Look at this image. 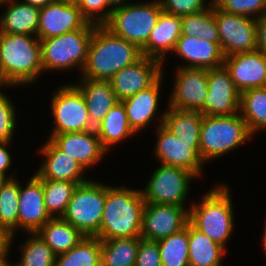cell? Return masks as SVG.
Returning <instances> with one entry per match:
<instances>
[{
    "instance_id": "22",
    "label": "cell",
    "mask_w": 266,
    "mask_h": 266,
    "mask_svg": "<svg viewBox=\"0 0 266 266\" xmlns=\"http://www.w3.org/2000/svg\"><path fill=\"white\" fill-rule=\"evenodd\" d=\"M47 141L39 149L45 160L35 172L41 179L75 183L88 181L83 175L86 171L77 160L60 151L49 139Z\"/></svg>"
},
{
    "instance_id": "28",
    "label": "cell",
    "mask_w": 266,
    "mask_h": 266,
    "mask_svg": "<svg viewBox=\"0 0 266 266\" xmlns=\"http://www.w3.org/2000/svg\"><path fill=\"white\" fill-rule=\"evenodd\" d=\"M95 130L107 152L112 145L136 134L129 125L126 109L121 101L109 110Z\"/></svg>"
},
{
    "instance_id": "41",
    "label": "cell",
    "mask_w": 266,
    "mask_h": 266,
    "mask_svg": "<svg viewBox=\"0 0 266 266\" xmlns=\"http://www.w3.org/2000/svg\"><path fill=\"white\" fill-rule=\"evenodd\" d=\"M15 128V107L10 98L0 90V142H11Z\"/></svg>"
},
{
    "instance_id": "42",
    "label": "cell",
    "mask_w": 266,
    "mask_h": 266,
    "mask_svg": "<svg viewBox=\"0 0 266 266\" xmlns=\"http://www.w3.org/2000/svg\"><path fill=\"white\" fill-rule=\"evenodd\" d=\"M164 12L176 16H186L207 9L204 0H159Z\"/></svg>"
},
{
    "instance_id": "55",
    "label": "cell",
    "mask_w": 266,
    "mask_h": 266,
    "mask_svg": "<svg viewBox=\"0 0 266 266\" xmlns=\"http://www.w3.org/2000/svg\"><path fill=\"white\" fill-rule=\"evenodd\" d=\"M7 0H0V5L4 4Z\"/></svg>"
},
{
    "instance_id": "16",
    "label": "cell",
    "mask_w": 266,
    "mask_h": 266,
    "mask_svg": "<svg viewBox=\"0 0 266 266\" xmlns=\"http://www.w3.org/2000/svg\"><path fill=\"white\" fill-rule=\"evenodd\" d=\"M162 67L161 61L143 56L119 70L109 79L118 100L122 101L152 86L164 74Z\"/></svg>"
},
{
    "instance_id": "46",
    "label": "cell",
    "mask_w": 266,
    "mask_h": 266,
    "mask_svg": "<svg viewBox=\"0 0 266 266\" xmlns=\"http://www.w3.org/2000/svg\"><path fill=\"white\" fill-rule=\"evenodd\" d=\"M9 236L2 228H0V252H10V247L13 241H10Z\"/></svg>"
},
{
    "instance_id": "37",
    "label": "cell",
    "mask_w": 266,
    "mask_h": 266,
    "mask_svg": "<svg viewBox=\"0 0 266 266\" xmlns=\"http://www.w3.org/2000/svg\"><path fill=\"white\" fill-rule=\"evenodd\" d=\"M42 184L46 209L52 218H57L64 215L75 189L81 183L42 179Z\"/></svg>"
},
{
    "instance_id": "51",
    "label": "cell",
    "mask_w": 266,
    "mask_h": 266,
    "mask_svg": "<svg viewBox=\"0 0 266 266\" xmlns=\"http://www.w3.org/2000/svg\"><path fill=\"white\" fill-rule=\"evenodd\" d=\"M56 1L67 5H75V6H78L80 2V0H56Z\"/></svg>"
},
{
    "instance_id": "5",
    "label": "cell",
    "mask_w": 266,
    "mask_h": 266,
    "mask_svg": "<svg viewBox=\"0 0 266 266\" xmlns=\"http://www.w3.org/2000/svg\"><path fill=\"white\" fill-rule=\"evenodd\" d=\"M240 113L228 116L202 114L200 156L205 162L234 151L252 137Z\"/></svg>"
},
{
    "instance_id": "43",
    "label": "cell",
    "mask_w": 266,
    "mask_h": 266,
    "mask_svg": "<svg viewBox=\"0 0 266 266\" xmlns=\"http://www.w3.org/2000/svg\"><path fill=\"white\" fill-rule=\"evenodd\" d=\"M135 266H162L157 241L141 239Z\"/></svg>"
},
{
    "instance_id": "49",
    "label": "cell",
    "mask_w": 266,
    "mask_h": 266,
    "mask_svg": "<svg viewBox=\"0 0 266 266\" xmlns=\"http://www.w3.org/2000/svg\"><path fill=\"white\" fill-rule=\"evenodd\" d=\"M9 252H0V266H9L11 263L8 261Z\"/></svg>"
},
{
    "instance_id": "29",
    "label": "cell",
    "mask_w": 266,
    "mask_h": 266,
    "mask_svg": "<svg viewBox=\"0 0 266 266\" xmlns=\"http://www.w3.org/2000/svg\"><path fill=\"white\" fill-rule=\"evenodd\" d=\"M159 123L185 142H200L202 113L198 111H181L168 106L160 116Z\"/></svg>"
},
{
    "instance_id": "3",
    "label": "cell",
    "mask_w": 266,
    "mask_h": 266,
    "mask_svg": "<svg viewBox=\"0 0 266 266\" xmlns=\"http://www.w3.org/2000/svg\"><path fill=\"white\" fill-rule=\"evenodd\" d=\"M0 65L5 80L12 87L32 84L44 72L40 39L0 32Z\"/></svg>"
},
{
    "instance_id": "30",
    "label": "cell",
    "mask_w": 266,
    "mask_h": 266,
    "mask_svg": "<svg viewBox=\"0 0 266 266\" xmlns=\"http://www.w3.org/2000/svg\"><path fill=\"white\" fill-rule=\"evenodd\" d=\"M37 233L56 255L68 252L85 236L62 217L51 218Z\"/></svg>"
},
{
    "instance_id": "7",
    "label": "cell",
    "mask_w": 266,
    "mask_h": 266,
    "mask_svg": "<svg viewBox=\"0 0 266 266\" xmlns=\"http://www.w3.org/2000/svg\"><path fill=\"white\" fill-rule=\"evenodd\" d=\"M159 0L130 3L113 9L110 20L104 25L115 36L124 38L142 49L157 25L162 12Z\"/></svg>"
},
{
    "instance_id": "31",
    "label": "cell",
    "mask_w": 266,
    "mask_h": 266,
    "mask_svg": "<svg viewBox=\"0 0 266 266\" xmlns=\"http://www.w3.org/2000/svg\"><path fill=\"white\" fill-rule=\"evenodd\" d=\"M239 113L252 135L266 130V88H252L242 92Z\"/></svg>"
},
{
    "instance_id": "23",
    "label": "cell",
    "mask_w": 266,
    "mask_h": 266,
    "mask_svg": "<svg viewBox=\"0 0 266 266\" xmlns=\"http://www.w3.org/2000/svg\"><path fill=\"white\" fill-rule=\"evenodd\" d=\"M163 76L164 74L149 88L121 101L126 109L129 125L135 133L147 128L156 117Z\"/></svg>"
},
{
    "instance_id": "39",
    "label": "cell",
    "mask_w": 266,
    "mask_h": 266,
    "mask_svg": "<svg viewBox=\"0 0 266 266\" xmlns=\"http://www.w3.org/2000/svg\"><path fill=\"white\" fill-rule=\"evenodd\" d=\"M218 8L228 13L258 19L266 13V0H223Z\"/></svg>"
},
{
    "instance_id": "19",
    "label": "cell",
    "mask_w": 266,
    "mask_h": 266,
    "mask_svg": "<svg viewBox=\"0 0 266 266\" xmlns=\"http://www.w3.org/2000/svg\"><path fill=\"white\" fill-rule=\"evenodd\" d=\"M51 218L44 203L42 179L35 173L25 187L19 181L18 228L36 233Z\"/></svg>"
},
{
    "instance_id": "6",
    "label": "cell",
    "mask_w": 266,
    "mask_h": 266,
    "mask_svg": "<svg viewBox=\"0 0 266 266\" xmlns=\"http://www.w3.org/2000/svg\"><path fill=\"white\" fill-rule=\"evenodd\" d=\"M96 26L89 23L83 29L40 40L43 71L78 68L82 72Z\"/></svg>"
},
{
    "instance_id": "10",
    "label": "cell",
    "mask_w": 266,
    "mask_h": 266,
    "mask_svg": "<svg viewBox=\"0 0 266 266\" xmlns=\"http://www.w3.org/2000/svg\"><path fill=\"white\" fill-rule=\"evenodd\" d=\"M54 128L51 134L93 130L85 99L75 84L60 86L51 99Z\"/></svg>"
},
{
    "instance_id": "20",
    "label": "cell",
    "mask_w": 266,
    "mask_h": 266,
    "mask_svg": "<svg viewBox=\"0 0 266 266\" xmlns=\"http://www.w3.org/2000/svg\"><path fill=\"white\" fill-rule=\"evenodd\" d=\"M89 22L83 17L78 6L55 1L39 11L37 37L40 40L57 37L67 32L85 28Z\"/></svg>"
},
{
    "instance_id": "34",
    "label": "cell",
    "mask_w": 266,
    "mask_h": 266,
    "mask_svg": "<svg viewBox=\"0 0 266 266\" xmlns=\"http://www.w3.org/2000/svg\"><path fill=\"white\" fill-rule=\"evenodd\" d=\"M19 182L17 177L5 179L0 187V228L13 240L18 229Z\"/></svg>"
},
{
    "instance_id": "25",
    "label": "cell",
    "mask_w": 266,
    "mask_h": 266,
    "mask_svg": "<svg viewBox=\"0 0 266 266\" xmlns=\"http://www.w3.org/2000/svg\"><path fill=\"white\" fill-rule=\"evenodd\" d=\"M75 84L81 91L88 110L91 124L96 127L109 110L120 102L109 80L81 78Z\"/></svg>"
},
{
    "instance_id": "8",
    "label": "cell",
    "mask_w": 266,
    "mask_h": 266,
    "mask_svg": "<svg viewBox=\"0 0 266 266\" xmlns=\"http://www.w3.org/2000/svg\"><path fill=\"white\" fill-rule=\"evenodd\" d=\"M106 185L101 182L86 181L75 189L62 218L85 236H95L100 229Z\"/></svg>"
},
{
    "instance_id": "35",
    "label": "cell",
    "mask_w": 266,
    "mask_h": 266,
    "mask_svg": "<svg viewBox=\"0 0 266 266\" xmlns=\"http://www.w3.org/2000/svg\"><path fill=\"white\" fill-rule=\"evenodd\" d=\"M162 266H189L188 223L181 231L157 241Z\"/></svg>"
},
{
    "instance_id": "45",
    "label": "cell",
    "mask_w": 266,
    "mask_h": 266,
    "mask_svg": "<svg viewBox=\"0 0 266 266\" xmlns=\"http://www.w3.org/2000/svg\"><path fill=\"white\" fill-rule=\"evenodd\" d=\"M257 50L266 54V13L257 19Z\"/></svg>"
},
{
    "instance_id": "2",
    "label": "cell",
    "mask_w": 266,
    "mask_h": 266,
    "mask_svg": "<svg viewBox=\"0 0 266 266\" xmlns=\"http://www.w3.org/2000/svg\"><path fill=\"white\" fill-rule=\"evenodd\" d=\"M145 200L141 190L106 185L100 240L140 237Z\"/></svg>"
},
{
    "instance_id": "15",
    "label": "cell",
    "mask_w": 266,
    "mask_h": 266,
    "mask_svg": "<svg viewBox=\"0 0 266 266\" xmlns=\"http://www.w3.org/2000/svg\"><path fill=\"white\" fill-rule=\"evenodd\" d=\"M174 74V89L168 106L181 111L201 112L208 92L207 70L178 67Z\"/></svg>"
},
{
    "instance_id": "17",
    "label": "cell",
    "mask_w": 266,
    "mask_h": 266,
    "mask_svg": "<svg viewBox=\"0 0 266 266\" xmlns=\"http://www.w3.org/2000/svg\"><path fill=\"white\" fill-rule=\"evenodd\" d=\"M49 140L60 151L77 160L85 171L96 165L107 154L95 129L84 132L50 134Z\"/></svg>"
},
{
    "instance_id": "21",
    "label": "cell",
    "mask_w": 266,
    "mask_h": 266,
    "mask_svg": "<svg viewBox=\"0 0 266 266\" xmlns=\"http://www.w3.org/2000/svg\"><path fill=\"white\" fill-rule=\"evenodd\" d=\"M173 52L188 63L179 67L208 70L224 65L220 42H209L196 36L181 35Z\"/></svg>"
},
{
    "instance_id": "47",
    "label": "cell",
    "mask_w": 266,
    "mask_h": 266,
    "mask_svg": "<svg viewBox=\"0 0 266 266\" xmlns=\"http://www.w3.org/2000/svg\"><path fill=\"white\" fill-rule=\"evenodd\" d=\"M56 0H23L21 2L30 4L32 6L42 8L45 7L46 5H49L51 3H54Z\"/></svg>"
},
{
    "instance_id": "52",
    "label": "cell",
    "mask_w": 266,
    "mask_h": 266,
    "mask_svg": "<svg viewBox=\"0 0 266 266\" xmlns=\"http://www.w3.org/2000/svg\"><path fill=\"white\" fill-rule=\"evenodd\" d=\"M204 1H206V3H207V0H204ZM208 1H210V0H208ZM223 0H211L209 3V7H218L219 6V4L222 2Z\"/></svg>"
},
{
    "instance_id": "24",
    "label": "cell",
    "mask_w": 266,
    "mask_h": 266,
    "mask_svg": "<svg viewBox=\"0 0 266 266\" xmlns=\"http://www.w3.org/2000/svg\"><path fill=\"white\" fill-rule=\"evenodd\" d=\"M181 35V17L162 11L148 42L141 49L143 56L152 57L164 63L167 53H173Z\"/></svg>"
},
{
    "instance_id": "54",
    "label": "cell",
    "mask_w": 266,
    "mask_h": 266,
    "mask_svg": "<svg viewBox=\"0 0 266 266\" xmlns=\"http://www.w3.org/2000/svg\"><path fill=\"white\" fill-rule=\"evenodd\" d=\"M5 179H6L5 177L0 175V187H1L2 183L5 181Z\"/></svg>"
},
{
    "instance_id": "50",
    "label": "cell",
    "mask_w": 266,
    "mask_h": 266,
    "mask_svg": "<svg viewBox=\"0 0 266 266\" xmlns=\"http://www.w3.org/2000/svg\"><path fill=\"white\" fill-rule=\"evenodd\" d=\"M2 85H4L5 87L6 86H8V87L10 86L11 87V85L5 80L2 68H1V65H0V88H1Z\"/></svg>"
},
{
    "instance_id": "14",
    "label": "cell",
    "mask_w": 266,
    "mask_h": 266,
    "mask_svg": "<svg viewBox=\"0 0 266 266\" xmlns=\"http://www.w3.org/2000/svg\"><path fill=\"white\" fill-rule=\"evenodd\" d=\"M208 92L201 113L205 116H228L239 113L240 95L225 66L207 70Z\"/></svg>"
},
{
    "instance_id": "33",
    "label": "cell",
    "mask_w": 266,
    "mask_h": 266,
    "mask_svg": "<svg viewBox=\"0 0 266 266\" xmlns=\"http://www.w3.org/2000/svg\"><path fill=\"white\" fill-rule=\"evenodd\" d=\"M55 266H101V240L84 236L68 252L56 255Z\"/></svg>"
},
{
    "instance_id": "12",
    "label": "cell",
    "mask_w": 266,
    "mask_h": 266,
    "mask_svg": "<svg viewBox=\"0 0 266 266\" xmlns=\"http://www.w3.org/2000/svg\"><path fill=\"white\" fill-rule=\"evenodd\" d=\"M156 158L160 164L175 166L192 172L196 177L202 175L205 164L200 156V142H185L168 131L162 123L156 127Z\"/></svg>"
},
{
    "instance_id": "1",
    "label": "cell",
    "mask_w": 266,
    "mask_h": 266,
    "mask_svg": "<svg viewBox=\"0 0 266 266\" xmlns=\"http://www.w3.org/2000/svg\"><path fill=\"white\" fill-rule=\"evenodd\" d=\"M143 57L142 50L124 38L115 36L109 29L96 26L89 45L87 62L81 78L109 80L119 70Z\"/></svg>"
},
{
    "instance_id": "11",
    "label": "cell",
    "mask_w": 266,
    "mask_h": 266,
    "mask_svg": "<svg viewBox=\"0 0 266 266\" xmlns=\"http://www.w3.org/2000/svg\"><path fill=\"white\" fill-rule=\"evenodd\" d=\"M214 17L224 57L257 50V19L214 7Z\"/></svg>"
},
{
    "instance_id": "36",
    "label": "cell",
    "mask_w": 266,
    "mask_h": 266,
    "mask_svg": "<svg viewBox=\"0 0 266 266\" xmlns=\"http://www.w3.org/2000/svg\"><path fill=\"white\" fill-rule=\"evenodd\" d=\"M182 35L199 37L209 42H220L214 17V7L181 17Z\"/></svg>"
},
{
    "instance_id": "27",
    "label": "cell",
    "mask_w": 266,
    "mask_h": 266,
    "mask_svg": "<svg viewBox=\"0 0 266 266\" xmlns=\"http://www.w3.org/2000/svg\"><path fill=\"white\" fill-rule=\"evenodd\" d=\"M189 266H222L226 249L188 222Z\"/></svg>"
},
{
    "instance_id": "9",
    "label": "cell",
    "mask_w": 266,
    "mask_h": 266,
    "mask_svg": "<svg viewBox=\"0 0 266 266\" xmlns=\"http://www.w3.org/2000/svg\"><path fill=\"white\" fill-rule=\"evenodd\" d=\"M152 173L147 185L141 190L145 203L184 206L191 180L197 177L183 168L163 164Z\"/></svg>"
},
{
    "instance_id": "53",
    "label": "cell",
    "mask_w": 266,
    "mask_h": 266,
    "mask_svg": "<svg viewBox=\"0 0 266 266\" xmlns=\"http://www.w3.org/2000/svg\"><path fill=\"white\" fill-rule=\"evenodd\" d=\"M262 243H263V249L265 250L266 253V221H265V227H264V233H263V237H262Z\"/></svg>"
},
{
    "instance_id": "4",
    "label": "cell",
    "mask_w": 266,
    "mask_h": 266,
    "mask_svg": "<svg viewBox=\"0 0 266 266\" xmlns=\"http://www.w3.org/2000/svg\"><path fill=\"white\" fill-rule=\"evenodd\" d=\"M225 184H217L189 208V222L212 241L226 249L234 229L231 192Z\"/></svg>"
},
{
    "instance_id": "44",
    "label": "cell",
    "mask_w": 266,
    "mask_h": 266,
    "mask_svg": "<svg viewBox=\"0 0 266 266\" xmlns=\"http://www.w3.org/2000/svg\"><path fill=\"white\" fill-rule=\"evenodd\" d=\"M11 142H0V175L5 177L6 179L14 178L15 175H6V171L8 172L9 167L12 164V156L10 152L7 150V146H9Z\"/></svg>"
},
{
    "instance_id": "13",
    "label": "cell",
    "mask_w": 266,
    "mask_h": 266,
    "mask_svg": "<svg viewBox=\"0 0 266 266\" xmlns=\"http://www.w3.org/2000/svg\"><path fill=\"white\" fill-rule=\"evenodd\" d=\"M189 222L185 206L145 203L140 237L158 241L181 231Z\"/></svg>"
},
{
    "instance_id": "18",
    "label": "cell",
    "mask_w": 266,
    "mask_h": 266,
    "mask_svg": "<svg viewBox=\"0 0 266 266\" xmlns=\"http://www.w3.org/2000/svg\"><path fill=\"white\" fill-rule=\"evenodd\" d=\"M224 66L240 93L266 85V54L260 50L226 56Z\"/></svg>"
},
{
    "instance_id": "40",
    "label": "cell",
    "mask_w": 266,
    "mask_h": 266,
    "mask_svg": "<svg viewBox=\"0 0 266 266\" xmlns=\"http://www.w3.org/2000/svg\"><path fill=\"white\" fill-rule=\"evenodd\" d=\"M78 8L89 23L97 26L105 25L113 11L107 0H80Z\"/></svg>"
},
{
    "instance_id": "26",
    "label": "cell",
    "mask_w": 266,
    "mask_h": 266,
    "mask_svg": "<svg viewBox=\"0 0 266 266\" xmlns=\"http://www.w3.org/2000/svg\"><path fill=\"white\" fill-rule=\"evenodd\" d=\"M0 17V32L37 36L40 8L19 0H7Z\"/></svg>"
},
{
    "instance_id": "48",
    "label": "cell",
    "mask_w": 266,
    "mask_h": 266,
    "mask_svg": "<svg viewBox=\"0 0 266 266\" xmlns=\"http://www.w3.org/2000/svg\"><path fill=\"white\" fill-rule=\"evenodd\" d=\"M126 1L128 0H107V2L109 3V6L112 8V9H116V8H119V7H122L128 3H126Z\"/></svg>"
},
{
    "instance_id": "32",
    "label": "cell",
    "mask_w": 266,
    "mask_h": 266,
    "mask_svg": "<svg viewBox=\"0 0 266 266\" xmlns=\"http://www.w3.org/2000/svg\"><path fill=\"white\" fill-rule=\"evenodd\" d=\"M141 237L101 240V266H135Z\"/></svg>"
},
{
    "instance_id": "38",
    "label": "cell",
    "mask_w": 266,
    "mask_h": 266,
    "mask_svg": "<svg viewBox=\"0 0 266 266\" xmlns=\"http://www.w3.org/2000/svg\"><path fill=\"white\" fill-rule=\"evenodd\" d=\"M30 237L20 246L22 250L20 262L15 266H55L56 254L51 247L36 233H28Z\"/></svg>"
}]
</instances>
